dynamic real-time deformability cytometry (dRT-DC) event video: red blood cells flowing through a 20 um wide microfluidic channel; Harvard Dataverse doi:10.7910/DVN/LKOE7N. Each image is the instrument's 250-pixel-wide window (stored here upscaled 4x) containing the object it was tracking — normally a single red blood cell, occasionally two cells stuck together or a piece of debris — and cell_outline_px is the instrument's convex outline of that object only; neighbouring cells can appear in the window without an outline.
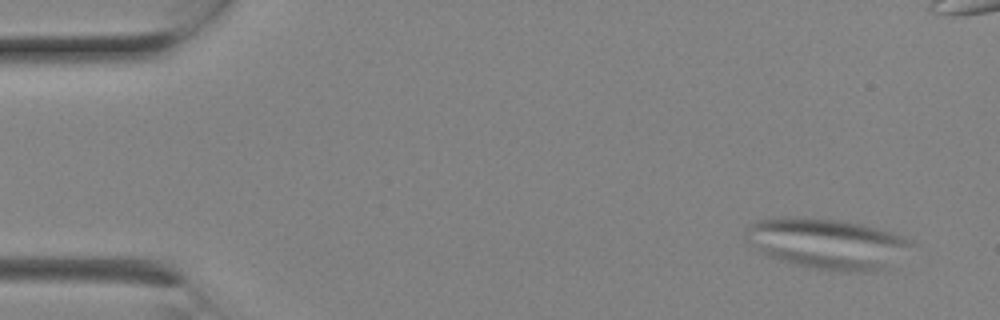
{"species": "Egyptian fruit bat (a non-hibernating species)", "species_latin": "Rousettus aegyptiacus", "temperature_condition": "room temperature", "stored_images_in_passage": 8, "camera_frame_rate_fps": 3000, "um_per_image_px": 0.085, "animal": {"sex": "female"}, "frame": {"image": 1, "passage_image": 2, "time_ms": 0.333, "image_size_px": [1000, 320], "cell_outline_px": [[912, 244], [888, 268], [860, 272], [840, 272], [812, 268], [764, 256], [744, 236], [748, 228], [752, 224], [760, 220], [840, 220], [860, 224], [876, 228], [912, 240]], "centroid_in_image_um": [70.34, 20.77], "position_along_channel_um": 14.7, "area_um2": 47.05}}